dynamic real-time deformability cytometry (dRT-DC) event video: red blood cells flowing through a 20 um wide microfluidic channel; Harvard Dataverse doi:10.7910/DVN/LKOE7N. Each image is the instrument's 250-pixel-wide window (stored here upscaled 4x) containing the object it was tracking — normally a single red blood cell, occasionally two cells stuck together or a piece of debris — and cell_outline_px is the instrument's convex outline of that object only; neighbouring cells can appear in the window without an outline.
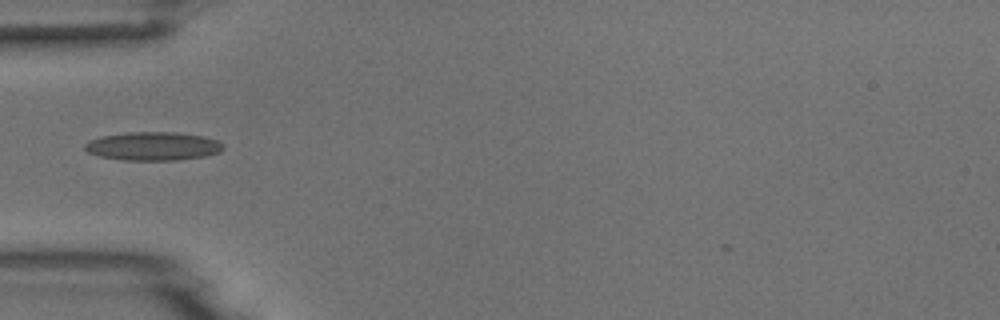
{"species": "common noctule bat (a hibernating species)", "species_latin": "Nyctalus noctula", "temperature_condition": "room temperature", "stored_images_in_passage": 15, "camera_frame_rate_fps": 3000, "um_per_image_px": 0.085, "animal": {"sex": "male", "body_mass_g": 18.8}, "frame": {"image": 1, "passage_image": 1, "time_ms": 0.0, "image_size_px": [1000, 320], "cell_outline_px": [[224, 148], [220, 152], [204, 156], [176, 160], [124, 160], [100, 156], [88, 152], [84, 148], [84, 144], [88, 140], [100, 136], [128, 132], [176, 132], [204, 136], [216, 140], [224, 144]], "centroid_in_image_um": [13.0, 12.42], "position_along_channel_um": 72.0, "area_um2": 23.06}}